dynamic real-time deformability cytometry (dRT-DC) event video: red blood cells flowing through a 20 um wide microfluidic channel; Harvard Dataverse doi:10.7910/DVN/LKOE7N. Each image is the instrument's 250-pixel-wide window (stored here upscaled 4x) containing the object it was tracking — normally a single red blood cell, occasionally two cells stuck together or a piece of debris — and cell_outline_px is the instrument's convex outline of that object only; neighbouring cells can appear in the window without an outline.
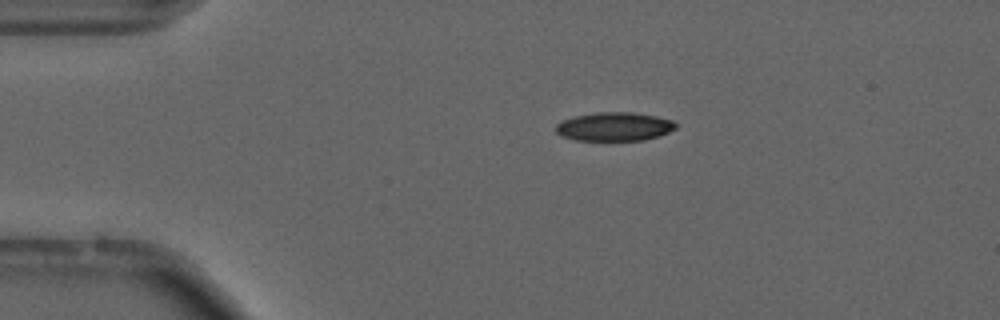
{"species": "common noctule bat (a hibernating species)", "species_latin": "Nyctalus noctula", "temperature_condition": "cold", "stored_images_in_passage": 52, "camera_frame_rate_fps": 3000, "um_per_image_px": 0.085, "animal": {"sex": "male", "forearm_length_mm": 52.5}, "frame": {"image": 1, "passage_image": 8, "time_ms": 2.333, "image_size_px": [1000, 320], "cell_outline_px": [[676, 128], [660, 136], [644, 140], [576, 140], [560, 136], [556, 132], [556, 124], [572, 116], [596, 112], [632, 112], [656, 116], [672, 120], [676, 124]], "centroid_in_image_um": [52.21, 10.76], "position_along_channel_um": 32.8, "area_um2": 20.11}, "authors_computed_cell_mechanics": {"area_um2": 20.0855, "velocity_mm_per_s": 3.7261, "shape_relaxation_time_tau1_ms": null, "shape_relaxation_time_tau2_ms": 8.081, "deformation_change_tau1": null, "deformation_change_tau2": 0.1752}}